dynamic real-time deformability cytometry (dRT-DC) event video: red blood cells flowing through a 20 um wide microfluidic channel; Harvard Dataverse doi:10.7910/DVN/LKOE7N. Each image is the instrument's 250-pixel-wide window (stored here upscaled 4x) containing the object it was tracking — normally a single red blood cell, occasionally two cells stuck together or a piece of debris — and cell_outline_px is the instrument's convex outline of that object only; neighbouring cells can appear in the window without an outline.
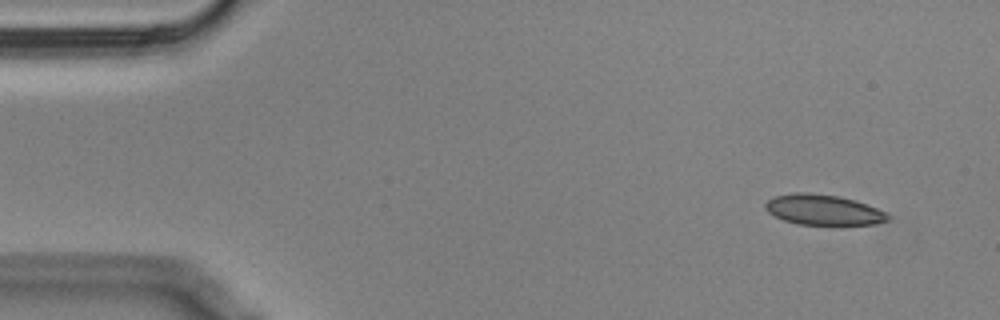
{"species": "Egyptian fruit bat (a non-hibernating species)", "species_latin": "Rousettus aegyptiacus", "temperature_condition": "cold", "stored_images_in_passage": 4, "camera_frame_rate_fps": 3000, "um_per_image_px": 0.085, "animal": {"sex": "male"}, "frame": {"image": 1, "passage_image": 1, "time_ms": 0.0, "image_size_px": [1000, 320], "cell_outline_px": [[892, 216], [888, 220], [876, 224], [840, 228], [832, 228], [796, 224], [784, 220], [768, 212], [764, 208], [764, 204], [772, 196], [792, 192], [808, 192], [840, 196], [856, 200], [876, 208]], "centroid_in_image_um": [70.01, 17.89], "position_along_channel_um": 15.0, "area_um2": 23.06}}